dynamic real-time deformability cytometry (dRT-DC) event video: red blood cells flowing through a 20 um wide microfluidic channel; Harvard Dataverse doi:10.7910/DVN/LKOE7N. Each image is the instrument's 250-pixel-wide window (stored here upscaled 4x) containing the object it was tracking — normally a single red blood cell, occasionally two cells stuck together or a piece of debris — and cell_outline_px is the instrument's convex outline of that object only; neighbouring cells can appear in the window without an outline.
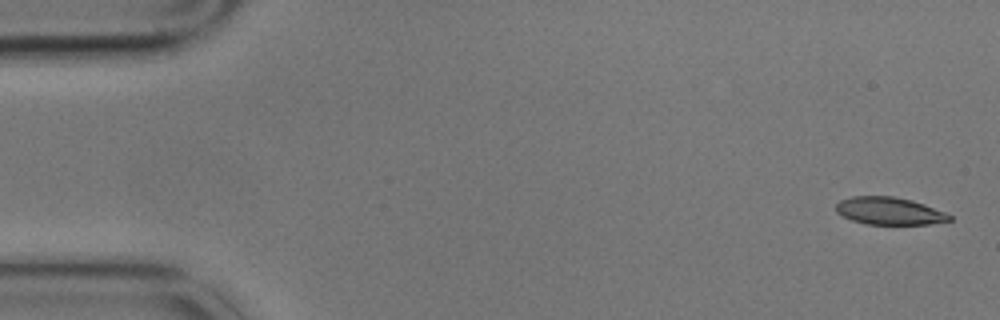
{"species": "common noctule bat (a hibernating species)", "species_latin": "Nyctalus noctula", "temperature_condition": "cold", "stored_images_in_passage": 6, "segment_of_instrument_passage": [1, 2], "camera_frame_rate_fps": 3000, "um_per_image_px": 0.085, "animal": {"sex": "male", "body_mass_g": 17.9}, "frame": {"image": 1, "passage_image": 1, "time_ms": 0.0, "image_size_px": [1000, 320], "cell_outline_px": [[952, 220], [928, 224], [864, 224], [852, 220], [836, 212], [836, 204], [840, 200], [852, 196], [892, 196], [912, 200], [924, 204], [944, 212], [952, 216]], "centroid_in_image_um": [75.57, 17.93], "position_along_channel_um": 9.4, "area_um2": 18.09}}